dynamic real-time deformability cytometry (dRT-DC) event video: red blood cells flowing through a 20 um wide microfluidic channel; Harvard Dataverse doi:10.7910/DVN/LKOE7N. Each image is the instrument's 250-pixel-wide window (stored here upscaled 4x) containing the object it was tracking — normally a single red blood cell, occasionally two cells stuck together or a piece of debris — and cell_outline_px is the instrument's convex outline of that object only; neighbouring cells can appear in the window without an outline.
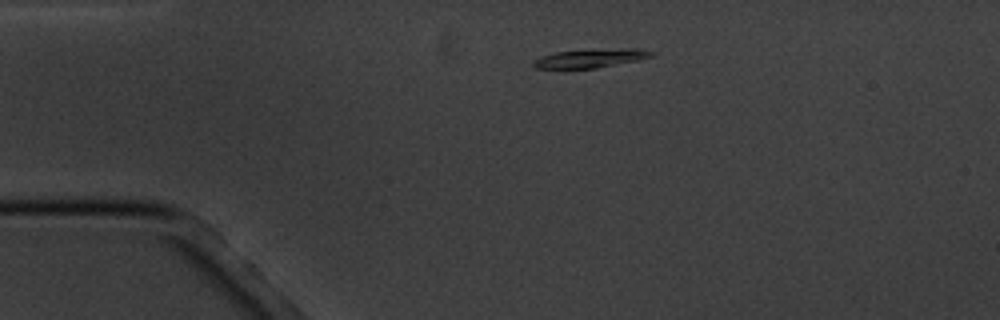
{"species": "common noctule bat (a hibernating species)", "species_latin": "Nyctalus noctula", "temperature_condition": "cold", "stored_images_in_passage": 2, "camera_frame_rate_fps": 3000, "um_per_image_px": 0.085, "animal": {"sex": "male", "body_mass_g": 20.1, "forearm_length_mm": 53.5}, "frame": {"image": 1, "passage_image": 1, "time_ms": 0.0, "image_size_px": [1000, 320], "cell_outline_px": [[656, 52], [652, 56], [636, 60], [596, 68], [536, 68], [532, 64], [532, 60], [540, 56], [556, 52], [628, 48], [636, 48]], "centroid_in_image_um": [50.17, 4.95], "position_along_channel_um": 34.8, "area_um2": 12.54}}